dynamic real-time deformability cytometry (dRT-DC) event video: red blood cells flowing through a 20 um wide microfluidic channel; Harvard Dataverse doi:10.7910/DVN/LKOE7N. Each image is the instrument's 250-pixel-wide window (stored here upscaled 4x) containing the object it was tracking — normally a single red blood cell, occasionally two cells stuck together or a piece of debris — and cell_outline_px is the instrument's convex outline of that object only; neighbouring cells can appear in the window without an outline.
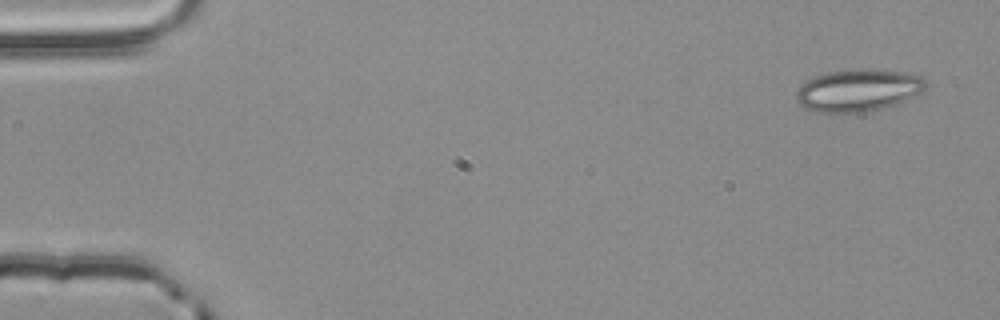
{"species": "common noctule bat (a hibernating species)", "species_latin": "Nyctalus noctula", "temperature_condition": "room temperature", "stored_images_in_passage": 3, "camera_frame_rate_fps": 3000, "um_per_image_px": 0.085, "animal": {"sex": "male", "body_mass_g": 20.4}, "frame": {"image": 1, "passage_image": 1, "time_ms": 0.0, "image_size_px": [1000, 320], "cell_outline_px": [[924, 88], [920, 92], [904, 100], [880, 108], [860, 112], [816, 112], [800, 104], [796, 100], [796, 92], [808, 80], [816, 76], [828, 72], [868, 68], [904, 72], [920, 76], [924, 80]], "centroid_in_image_um": [72.92, 7.66], "position_along_channel_um": 12.1, "area_um2": 31.04}}
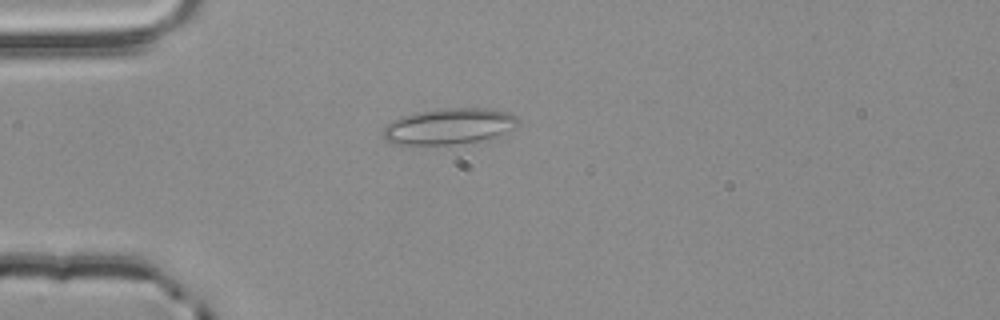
{"frame": {"image": 2, "passage_image": 3, "time_ms": 0.667, "image_size_px": [1000, 320], "cell_outline_px": [[520, 120], [516, 128], [492, 136], [476, 140], [452, 144], [404, 148], [384, 140], [384, 124], [392, 120], [416, 112], [444, 108], [488, 108], [508, 112], [516, 116]], "centroid_in_image_um": [38.07, 10.76], "position_along_channel_um": 46.9, "area_um2": 28.84}}